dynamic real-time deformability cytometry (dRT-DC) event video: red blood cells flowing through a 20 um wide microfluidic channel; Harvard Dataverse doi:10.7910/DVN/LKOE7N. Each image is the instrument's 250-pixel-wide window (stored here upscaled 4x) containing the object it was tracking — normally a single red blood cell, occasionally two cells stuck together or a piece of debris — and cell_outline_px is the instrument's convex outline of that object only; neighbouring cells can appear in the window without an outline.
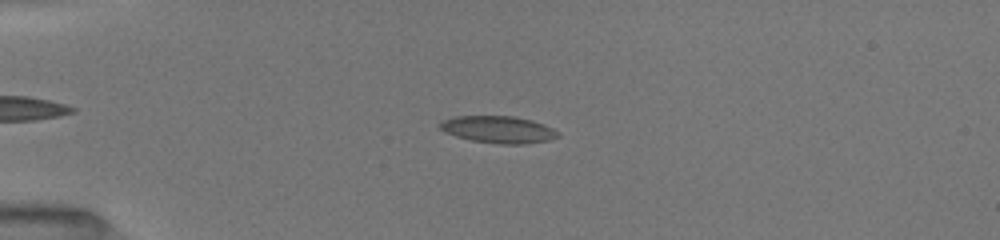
{"species": "common noctule bat (a hibernating species)", "species_latin": "Nyctalus noctula", "temperature_condition": "room temperature", "stored_images_in_passage": 19, "camera_frame_rate_fps": 3000, "um_per_image_px": 0.085, "animal": {"sex": "female", "body_mass_g": 19.5, "forearm_length_mm": 54.1}, "frame": {"image": 1, "passage_image": 6, "time_ms": 3.333, "image_size_px": [1000, 240], "cell_outline_px": [[560, 136], [548, 140], [524, 144], [500, 144], [472, 140], [456, 136], [444, 132], [440, 128], [440, 124], [444, 120], [456, 116], [512, 116], [532, 120], [544, 124], [560, 132]], "centroid_in_image_um": [42.39, 11.01], "position_along_channel_um": 42.6, "area_um2": 18.5}}
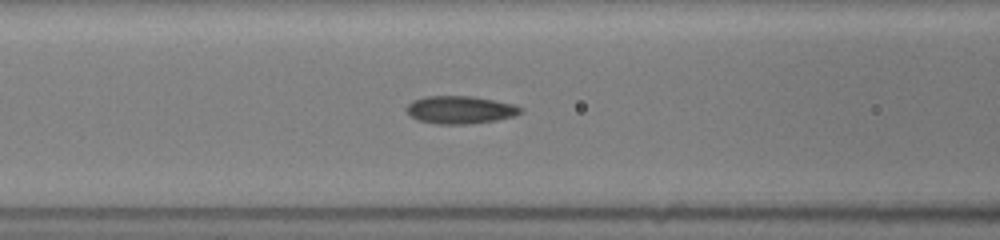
{"frame": {"image": 2, "passage_image": 15, "time_ms": 6.333, "image_size_px": [1000, 240], "cell_outline_px": [[524, 108], [520, 112], [512, 116], [496, 120], [464, 124], [436, 124], [420, 120], [412, 116], [404, 108], [412, 100], [424, 96], [472, 96], [512, 104]], "centroid_in_image_um": [39.07, 9.32], "position_along_channel_um": 127.5, "area_um2": 18.21}}
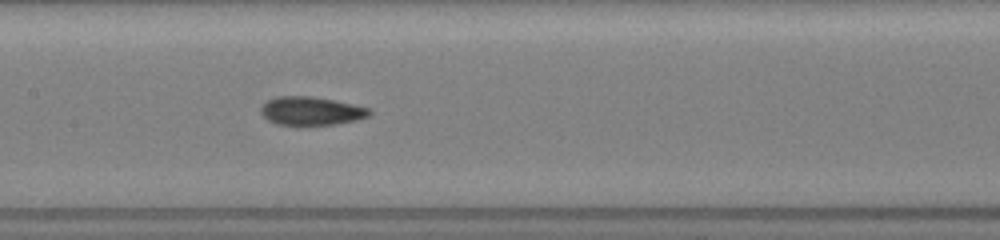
{"frame": {"image": 3, "passage_image": 19, "time_ms": 7.667, "image_size_px": [1000, 240], "cell_outline_px": [[372, 112], [368, 116], [356, 120], [336, 124], [300, 128], [296, 128], [276, 124], [268, 120], [260, 112], [260, 108], [268, 100], [276, 96], [312, 96], [352, 104], [368, 108]], "centroid_in_image_um": [26.4, 9.48], "position_along_channel_um": 181.0, "area_um2": 18.61}}